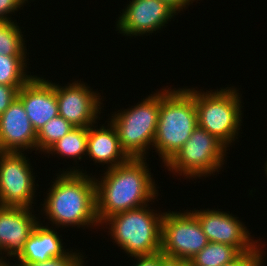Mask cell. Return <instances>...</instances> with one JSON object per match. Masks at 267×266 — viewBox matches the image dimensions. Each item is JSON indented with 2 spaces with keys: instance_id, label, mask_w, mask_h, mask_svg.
<instances>
[{
  "instance_id": "cell-1",
  "label": "cell",
  "mask_w": 267,
  "mask_h": 266,
  "mask_svg": "<svg viewBox=\"0 0 267 266\" xmlns=\"http://www.w3.org/2000/svg\"><path fill=\"white\" fill-rule=\"evenodd\" d=\"M79 167L72 166L57 173L40 204L44 219L51 221L52 227H101L96 215L94 176Z\"/></svg>"
},
{
  "instance_id": "cell-2",
  "label": "cell",
  "mask_w": 267,
  "mask_h": 266,
  "mask_svg": "<svg viewBox=\"0 0 267 266\" xmlns=\"http://www.w3.org/2000/svg\"><path fill=\"white\" fill-rule=\"evenodd\" d=\"M147 159L130 158L96 178V215L101 224L113 214L143 207L158 198L159 190Z\"/></svg>"
},
{
  "instance_id": "cell-3",
  "label": "cell",
  "mask_w": 267,
  "mask_h": 266,
  "mask_svg": "<svg viewBox=\"0 0 267 266\" xmlns=\"http://www.w3.org/2000/svg\"><path fill=\"white\" fill-rule=\"evenodd\" d=\"M169 88L160 90V109L152 147L164 162L163 165L184 145L198 126L194 88Z\"/></svg>"
},
{
  "instance_id": "cell-4",
  "label": "cell",
  "mask_w": 267,
  "mask_h": 266,
  "mask_svg": "<svg viewBox=\"0 0 267 266\" xmlns=\"http://www.w3.org/2000/svg\"><path fill=\"white\" fill-rule=\"evenodd\" d=\"M143 207L119 212L100 225L128 257L152 255L161 251V222L164 212ZM105 225V227H104ZM109 225V226H108Z\"/></svg>"
},
{
  "instance_id": "cell-5",
  "label": "cell",
  "mask_w": 267,
  "mask_h": 266,
  "mask_svg": "<svg viewBox=\"0 0 267 266\" xmlns=\"http://www.w3.org/2000/svg\"><path fill=\"white\" fill-rule=\"evenodd\" d=\"M220 89L202 92L194 88V100L198 126L228 148L239 138L244 106L239 89L234 86Z\"/></svg>"
},
{
  "instance_id": "cell-6",
  "label": "cell",
  "mask_w": 267,
  "mask_h": 266,
  "mask_svg": "<svg viewBox=\"0 0 267 266\" xmlns=\"http://www.w3.org/2000/svg\"><path fill=\"white\" fill-rule=\"evenodd\" d=\"M159 109L158 90L143 98L135 106L112 112L109 121L116 128L122 150L129 158L148 157V151L153 147L156 135Z\"/></svg>"
},
{
  "instance_id": "cell-7",
  "label": "cell",
  "mask_w": 267,
  "mask_h": 266,
  "mask_svg": "<svg viewBox=\"0 0 267 266\" xmlns=\"http://www.w3.org/2000/svg\"><path fill=\"white\" fill-rule=\"evenodd\" d=\"M227 148L215 136L197 126L190 138L163 165L173 175H183L185 178H206L223 169ZM177 173V174H176Z\"/></svg>"
},
{
  "instance_id": "cell-8",
  "label": "cell",
  "mask_w": 267,
  "mask_h": 266,
  "mask_svg": "<svg viewBox=\"0 0 267 266\" xmlns=\"http://www.w3.org/2000/svg\"><path fill=\"white\" fill-rule=\"evenodd\" d=\"M185 211L170 210L163 214L161 252L167 258L190 260L209 242L196 216L188 209Z\"/></svg>"
},
{
  "instance_id": "cell-9",
  "label": "cell",
  "mask_w": 267,
  "mask_h": 266,
  "mask_svg": "<svg viewBox=\"0 0 267 266\" xmlns=\"http://www.w3.org/2000/svg\"><path fill=\"white\" fill-rule=\"evenodd\" d=\"M25 152H3L0 155V205L34 208L36 175ZM34 175V176H33Z\"/></svg>"
},
{
  "instance_id": "cell-10",
  "label": "cell",
  "mask_w": 267,
  "mask_h": 266,
  "mask_svg": "<svg viewBox=\"0 0 267 266\" xmlns=\"http://www.w3.org/2000/svg\"><path fill=\"white\" fill-rule=\"evenodd\" d=\"M58 113L75 127H90L100 120L103 109L100 93L94 92L83 81H74L66 85L55 82ZM87 85V86H86ZM101 97V98H100Z\"/></svg>"
},
{
  "instance_id": "cell-11",
  "label": "cell",
  "mask_w": 267,
  "mask_h": 266,
  "mask_svg": "<svg viewBox=\"0 0 267 266\" xmlns=\"http://www.w3.org/2000/svg\"><path fill=\"white\" fill-rule=\"evenodd\" d=\"M178 15L170 6L160 0H132L120 12L116 31L123 36H148L166 28L168 22ZM164 26V27H163ZM155 31V32H154Z\"/></svg>"
},
{
  "instance_id": "cell-12",
  "label": "cell",
  "mask_w": 267,
  "mask_h": 266,
  "mask_svg": "<svg viewBox=\"0 0 267 266\" xmlns=\"http://www.w3.org/2000/svg\"><path fill=\"white\" fill-rule=\"evenodd\" d=\"M215 208L190 210L200 222L209 242H219L236 247L241 253L254 250L261 242L254 241L247 226L232 213Z\"/></svg>"
},
{
  "instance_id": "cell-13",
  "label": "cell",
  "mask_w": 267,
  "mask_h": 266,
  "mask_svg": "<svg viewBox=\"0 0 267 266\" xmlns=\"http://www.w3.org/2000/svg\"><path fill=\"white\" fill-rule=\"evenodd\" d=\"M34 212V208L0 205L1 262L9 263V259H17L23 252L26 241L40 222L39 217L33 214Z\"/></svg>"
},
{
  "instance_id": "cell-14",
  "label": "cell",
  "mask_w": 267,
  "mask_h": 266,
  "mask_svg": "<svg viewBox=\"0 0 267 266\" xmlns=\"http://www.w3.org/2000/svg\"><path fill=\"white\" fill-rule=\"evenodd\" d=\"M18 98L36 132L59 115L55 85L46 78L34 75L19 89Z\"/></svg>"
},
{
  "instance_id": "cell-15",
  "label": "cell",
  "mask_w": 267,
  "mask_h": 266,
  "mask_svg": "<svg viewBox=\"0 0 267 266\" xmlns=\"http://www.w3.org/2000/svg\"><path fill=\"white\" fill-rule=\"evenodd\" d=\"M36 142L37 132L17 97L0 115V146L4 152H32Z\"/></svg>"
},
{
  "instance_id": "cell-16",
  "label": "cell",
  "mask_w": 267,
  "mask_h": 266,
  "mask_svg": "<svg viewBox=\"0 0 267 266\" xmlns=\"http://www.w3.org/2000/svg\"><path fill=\"white\" fill-rule=\"evenodd\" d=\"M108 125L102 126L93 124L88 127L87 154L90 160L102 164L105 169L114 168L127 162L130 158L122 150L118 133L113 124L107 121Z\"/></svg>"
},
{
  "instance_id": "cell-17",
  "label": "cell",
  "mask_w": 267,
  "mask_h": 266,
  "mask_svg": "<svg viewBox=\"0 0 267 266\" xmlns=\"http://www.w3.org/2000/svg\"><path fill=\"white\" fill-rule=\"evenodd\" d=\"M55 230L56 228L49 227L48 223L44 226L40 219L26 241L23 252L14 261L17 263L44 262L51 258L66 256L70 251L68 248L65 250L63 240L60 239L62 236Z\"/></svg>"
},
{
  "instance_id": "cell-18",
  "label": "cell",
  "mask_w": 267,
  "mask_h": 266,
  "mask_svg": "<svg viewBox=\"0 0 267 266\" xmlns=\"http://www.w3.org/2000/svg\"><path fill=\"white\" fill-rule=\"evenodd\" d=\"M88 127H74L63 138L54 143L45 154L73 158L74 162L82 160L87 154Z\"/></svg>"
},
{
  "instance_id": "cell-19",
  "label": "cell",
  "mask_w": 267,
  "mask_h": 266,
  "mask_svg": "<svg viewBox=\"0 0 267 266\" xmlns=\"http://www.w3.org/2000/svg\"><path fill=\"white\" fill-rule=\"evenodd\" d=\"M242 253L234 246L219 242L208 244L190 259L191 266H223L237 259Z\"/></svg>"
},
{
  "instance_id": "cell-20",
  "label": "cell",
  "mask_w": 267,
  "mask_h": 266,
  "mask_svg": "<svg viewBox=\"0 0 267 266\" xmlns=\"http://www.w3.org/2000/svg\"><path fill=\"white\" fill-rule=\"evenodd\" d=\"M27 56H8L0 54V84L24 85L34 75L27 72Z\"/></svg>"
},
{
  "instance_id": "cell-21",
  "label": "cell",
  "mask_w": 267,
  "mask_h": 266,
  "mask_svg": "<svg viewBox=\"0 0 267 266\" xmlns=\"http://www.w3.org/2000/svg\"><path fill=\"white\" fill-rule=\"evenodd\" d=\"M16 20L0 21V54L27 56L26 41ZM25 45V46H24Z\"/></svg>"
},
{
  "instance_id": "cell-22",
  "label": "cell",
  "mask_w": 267,
  "mask_h": 266,
  "mask_svg": "<svg viewBox=\"0 0 267 266\" xmlns=\"http://www.w3.org/2000/svg\"><path fill=\"white\" fill-rule=\"evenodd\" d=\"M73 126L62 116H57L48 121L38 132L36 151L45 153L54 143L63 138Z\"/></svg>"
},
{
  "instance_id": "cell-23",
  "label": "cell",
  "mask_w": 267,
  "mask_h": 266,
  "mask_svg": "<svg viewBox=\"0 0 267 266\" xmlns=\"http://www.w3.org/2000/svg\"><path fill=\"white\" fill-rule=\"evenodd\" d=\"M73 252V249L64 257L51 258L44 262H32V263H16V266H85L83 254L77 249Z\"/></svg>"
},
{
  "instance_id": "cell-24",
  "label": "cell",
  "mask_w": 267,
  "mask_h": 266,
  "mask_svg": "<svg viewBox=\"0 0 267 266\" xmlns=\"http://www.w3.org/2000/svg\"><path fill=\"white\" fill-rule=\"evenodd\" d=\"M263 246L264 243H261L254 250L248 253H242L237 259L223 266H264L263 264L266 263L263 259V254L265 253Z\"/></svg>"
},
{
  "instance_id": "cell-25",
  "label": "cell",
  "mask_w": 267,
  "mask_h": 266,
  "mask_svg": "<svg viewBox=\"0 0 267 266\" xmlns=\"http://www.w3.org/2000/svg\"><path fill=\"white\" fill-rule=\"evenodd\" d=\"M23 85H4L0 84V115L18 97L19 89Z\"/></svg>"
},
{
  "instance_id": "cell-26",
  "label": "cell",
  "mask_w": 267,
  "mask_h": 266,
  "mask_svg": "<svg viewBox=\"0 0 267 266\" xmlns=\"http://www.w3.org/2000/svg\"><path fill=\"white\" fill-rule=\"evenodd\" d=\"M31 1V0H30ZM26 3L28 0H0V21H12L11 15L18 12V10ZM16 11V12H15Z\"/></svg>"
},
{
  "instance_id": "cell-27",
  "label": "cell",
  "mask_w": 267,
  "mask_h": 266,
  "mask_svg": "<svg viewBox=\"0 0 267 266\" xmlns=\"http://www.w3.org/2000/svg\"><path fill=\"white\" fill-rule=\"evenodd\" d=\"M166 256L159 251L152 255L135 256V262L132 266H163Z\"/></svg>"
},
{
  "instance_id": "cell-28",
  "label": "cell",
  "mask_w": 267,
  "mask_h": 266,
  "mask_svg": "<svg viewBox=\"0 0 267 266\" xmlns=\"http://www.w3.org/2000/svg\"><path fill=\"white\" fill-rule=\"evenodd\" d=\"M160 1H163L168 6H170L177 14L178 13L180 14V12L183 11V9L188 8L189 5L195 2V0H160Z\"/></svg>"
},
{
  "instance_id": "cell-29",
  "label": "cell",
  "mask_w": 267,
  "mask_h": 266,
  "mask_svg": "<svg viewBox=\"0 0 267 266\" xmlns=\"http://www.w3.org/2000/svg\"><path fill=\"white\" fill-rule=\"evenodd\" d=\"M163 266H191L190 260L165 258Z\"/></svg>"
},
{
  "instance_id": "cell-30",
  "label": "cell",
  "mask_w": 267,
  "mask_h": 266,
  "mask_svg": "<svg viewBox=\"0 0 267 266\" xmlns=\"http://www.w3.org/2000/svg\"><path fill=\"white\" fill-rule=\"evenodd\" d=\"M3 266H16V265H14V263L13 262H7V263H3Z\"/></svg>"
},
{
  "instance_id": "cell-31",
  "label": "cell",
  "mask_w": 267,
  "mask_h": 266,
  "mask_svg": "<svg viewBox=\"0 0 267 266\" xmlns=\"http://www.w3.org/2000/svg\"><path fill=\"white\" fill-rule=\"evenodd\" d=\"M267 161V160H266ZM264 171H265V174H266V176H267V162H265V167H264Z\"/></svg>"
},
{
  "instance_id": "cell-32",
  "label": "cell",
  "mask_w": 267,
  "mask_h": 266,
  "mask_svg": "<svg viewBox=\"0 0 267 266\" xmlns=\"http://www.w3.org/2000/svg\"><path fill=\"white\" fill-rule=\"evenodd\" d=\"M4 151L2 150L1 146H0V155L3 153Z\"/></svg>"
}]
</instances>
